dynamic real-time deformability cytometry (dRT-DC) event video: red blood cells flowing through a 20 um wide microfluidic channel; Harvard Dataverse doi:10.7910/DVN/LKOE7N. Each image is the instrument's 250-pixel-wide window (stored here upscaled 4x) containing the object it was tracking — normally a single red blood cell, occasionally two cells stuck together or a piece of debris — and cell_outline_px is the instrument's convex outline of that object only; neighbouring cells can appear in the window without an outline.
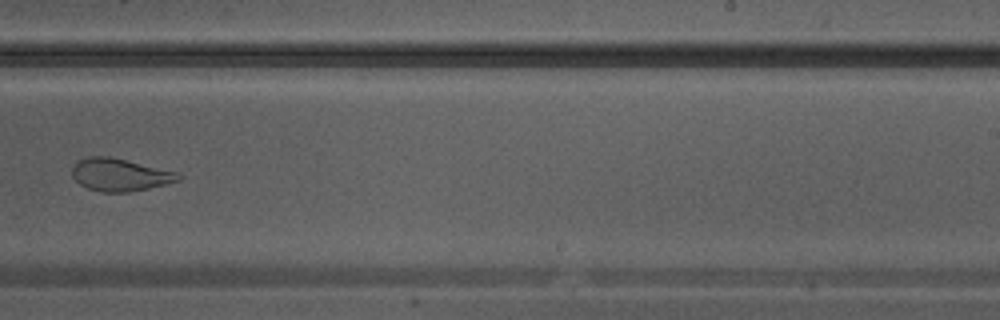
{"species": "Egyptian fruit bat (a non-hibernating species)", "species_latin": "Rousettus aegyptiacus", "temperature_condition": "warm", "stored_images_in_passage": 30, "segment_of_instrument_passage": [2, 2], "camera_frame_rate_fps": 3000, "um_per_image_px": 0.085, "animal": {"sex": "male"}, "frame": {"image": 1, "passage_image": 18, "time_ms": 5.667, "image_size_px": [1000, 320], "cell_outline_px": [[180, 180], [148, 188], [128, 192], [100, 192], [88, 188], [80, 184], [72, 176], [72, 164], [88, 156], [108, 156], [176, 172], [180, 176]], "centroid_in_image_um": [10.13, 14.86], "position_along_channel_um": 278.9, "area_um2": 19.83}}